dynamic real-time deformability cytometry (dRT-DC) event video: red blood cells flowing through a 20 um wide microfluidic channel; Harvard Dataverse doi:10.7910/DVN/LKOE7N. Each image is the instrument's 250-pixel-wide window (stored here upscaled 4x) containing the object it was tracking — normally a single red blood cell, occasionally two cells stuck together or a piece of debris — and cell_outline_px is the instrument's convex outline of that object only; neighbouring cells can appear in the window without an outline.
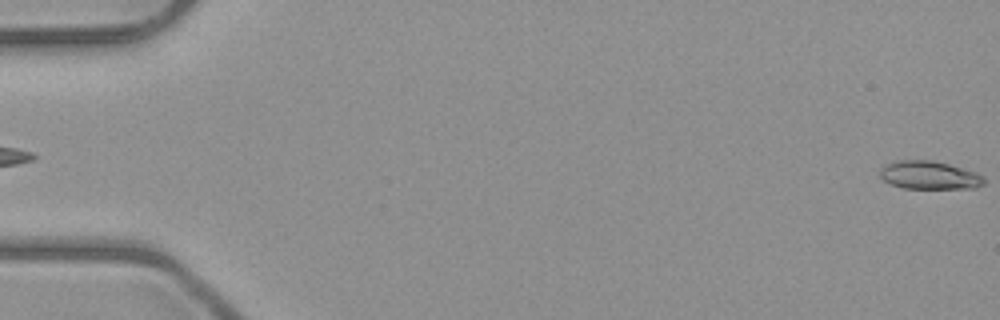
{"species": "common noctule bat (a hibernating species)", "species_latin": "Nyctalus noctula", "temperature_condition": "room temperature", "stored_images_in_passage": 5, "segment_of_instrument_passage": [2, 2], "camera_frame_rate_fps": 3000, "um_per_image_px": 0.085, "animal": {"sex": "male", "body_mass_g": 23.1, "forearm_length_mm": 52.7}, "frame": {"image": 1, "passage_image": 5, "time_ms": 4.667, "image_size_px": [1000, 320], "cell_outline_px": [[984, 184], [976, 188], [904, 188], [892, 184], [884, 180], [880, 176], [880, 168], [896, 160], [932, 160], [948, 164], [976, 172], [984, 176]], "centroid_in_image_um": [79.01, 14.89], "position_along_channel_um": 6.0, "area_um2": 16.99}}